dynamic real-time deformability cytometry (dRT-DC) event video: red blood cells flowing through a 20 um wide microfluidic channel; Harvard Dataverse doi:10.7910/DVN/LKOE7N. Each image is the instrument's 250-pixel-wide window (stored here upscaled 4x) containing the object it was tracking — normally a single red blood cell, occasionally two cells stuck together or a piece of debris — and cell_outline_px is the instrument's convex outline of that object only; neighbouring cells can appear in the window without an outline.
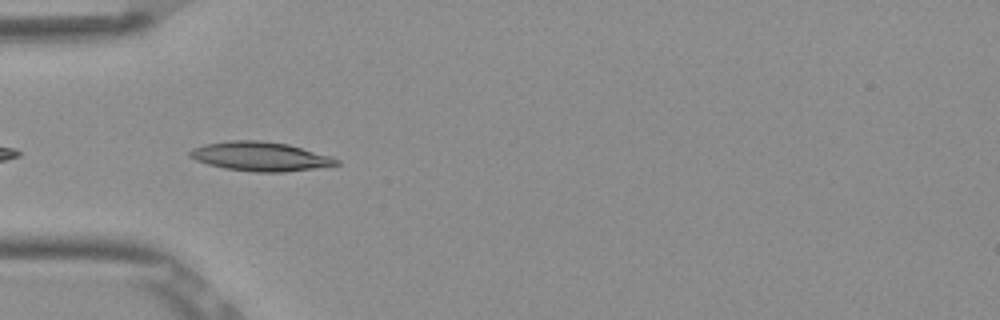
{"species": "Egyptian fruit bat (a non-hibernating species)", "species_latin": "Rousettus aegyptiacus", "temperature_condition": "room temperature", "stored_images_in_passage": 25, "camera_frame_rate_fps": 3000, "um_per_image_px": 0.085, "frame": {"image": 1, "passage_image": 2, "time_ms": 0.333, "image_size_px": [1000, 320], "cell_outline_px": [[340, 164], [284, 172], [256, 172], [224, 168], [208, 164], [196, 160], [188, 156], [188, 152], [192, 148], [204, 144], [232, 140], [256, 140], [288, 144], [328, 156], [340, 160]], "centroid_in_image_um": [22.06, 13.29], "position_along_channel_um": 62.9, "area_um2": 24.57}}
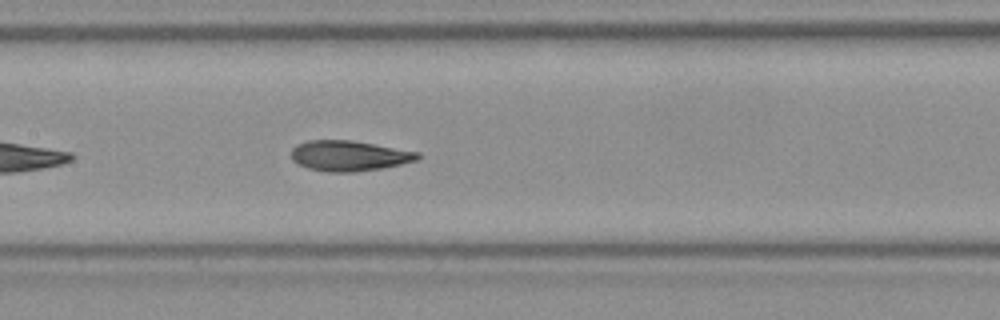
{"frame": {"image": 2, "passage_image": 11, "time_ms": 3.333, "image_size_px": [1000, 320], "cell_outline_px": [[420, 160], [380, 168], [352, 172], [328, 172], [308, 168], [296, 164], [292, 160], [292, 148], [296, 144], [308, 140], [352, 140], [420, 152]], "centroid_in_image_um": [29.66, 13.23], "position_along_channel_um": 177.7, "area_um2": 22.48}}
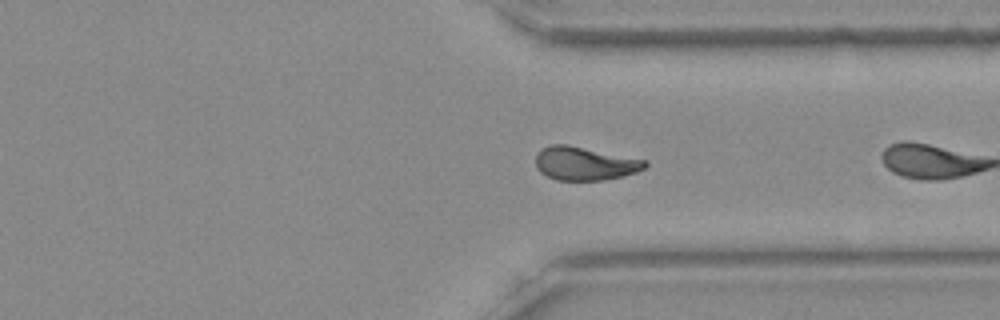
{"frame": {"image": 3, "passage_image": 23, "time_ms": 7.333, "image_size_px": [1000, 320], "cell_outline_px": [[648, 164], [644, 168], [636, 172], [604, 180], [556, 180], [540, 172], [536, 168], [536, 152], [540, 148], [552, 144], [568, 144], [648, 160]], "centroid_in_image_um": [49.68, 13.88], "position_along_channel_um": 361.7, "area_um2": 21.5}}